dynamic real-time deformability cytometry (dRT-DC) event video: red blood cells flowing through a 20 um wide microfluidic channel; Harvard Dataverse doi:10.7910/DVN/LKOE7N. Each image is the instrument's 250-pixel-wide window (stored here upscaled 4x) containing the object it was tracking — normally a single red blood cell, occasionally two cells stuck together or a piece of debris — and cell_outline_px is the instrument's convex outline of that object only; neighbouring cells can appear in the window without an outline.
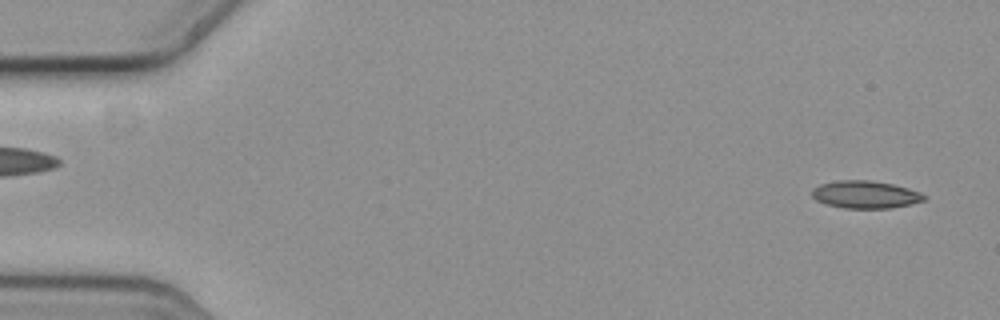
{"species": "common noctule bat (a hibernating species)", "species_latin": "Nyctalus noctula", "temperature_condition": "cold", "stored_images_in_passage": 46, "camera_frame_rate_fps": 3000, "um_per_image_px": 0.085, "animal": {"sex": "female", "body_mass_g": 19.3, "forearm_length_mm": 54.1}, "frame": {"image": 1, "passage_image": 2, "time_ms": 0.333, "image_size_px": [1000, 320], "cell_outline_px": [[924, 200], [908, 204], [888, 208], [844, 208], [828, 204], [816, 200], [812, 196], [812, 188], [820, 184], [840, 180], [868, 180], [892, 184], [908, 188], [920, 192], [924, 196]], "centroid_in_image_um": [73.51, 16.53], "position_along_channel_um": 11.5, "area_um2": 17.69}}
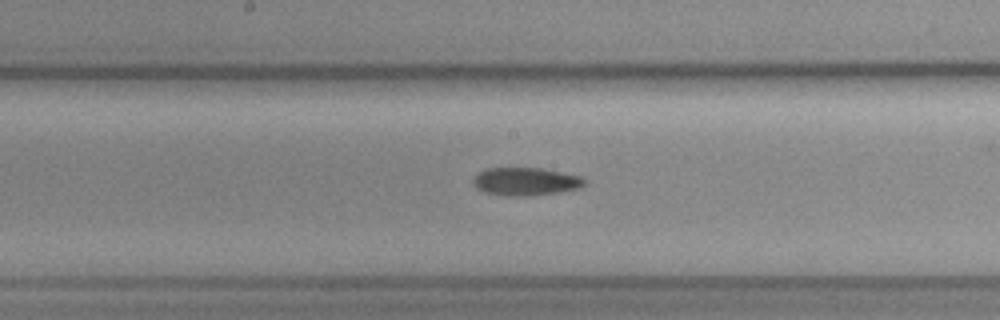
{"frame": {"image": 2, "passage_image": 29, "time_ms": 9.333, "image_size_px": [1000, 320], "cell_outline_px": [[588, 180], [580, 188], [556, 192], [524, 196], [508, 196], [488, 192], [472, 184], [472, 180], [480, 172], [488, 168], [540, 168], [580, 176]], "centroid_in_image_um": [44.71, 15.42], "position_along_channel_um": 203.5, "area_um2": 17.74}}
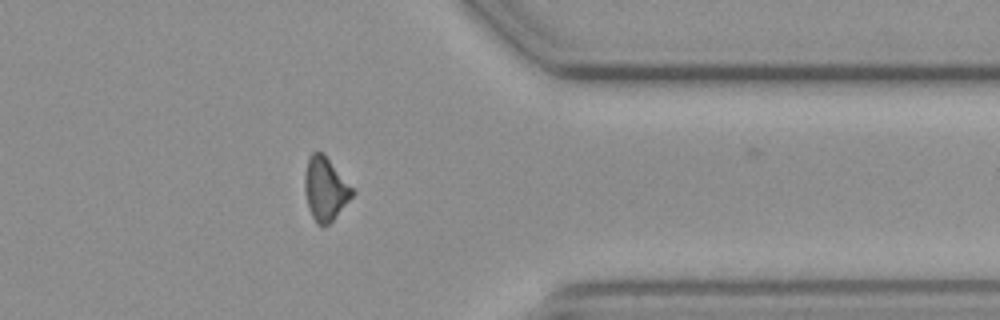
{"frame": {"image": 3, "passage_image": 45, "time_ms": 14.667, "image_size_px": [1000, 320], "cell_outline_px": [[356, 192], [332, 220], [328, 224], [320, 228], [316, 224], [308, 208], [304, 192], [304, 176], [308, 156], [312, 152], [324, 152]], "centroid_in_image_um": [27.62, 16.04], "position_along_channel_um": 383.8, "area_um2": 17.8}}